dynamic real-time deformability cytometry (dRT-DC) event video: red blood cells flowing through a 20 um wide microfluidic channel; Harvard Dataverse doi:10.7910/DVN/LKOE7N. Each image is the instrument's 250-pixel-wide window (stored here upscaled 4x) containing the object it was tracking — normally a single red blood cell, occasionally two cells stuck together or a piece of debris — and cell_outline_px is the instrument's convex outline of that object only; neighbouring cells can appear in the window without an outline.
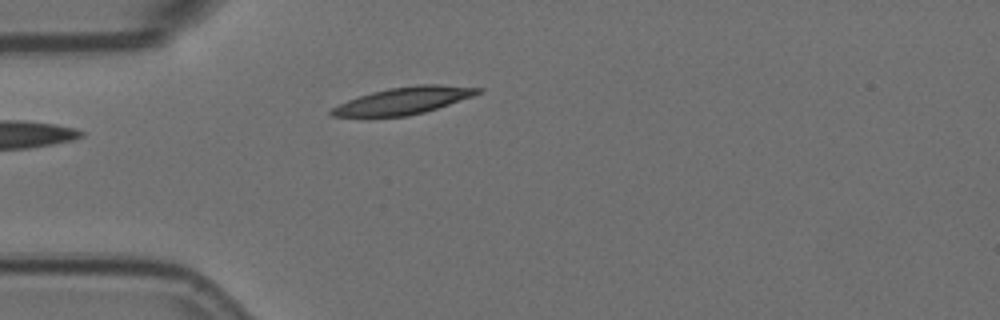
{"species": "Egyptian fruit bat (a non-hibernating species)", "species_latin": "Rousettus aegyptiacus", "temperature_condition": "room temperature", "stored_images_in_passage": 4, "camera_frame_rate_fps": 3000, "um_per_image_px": 0.085, "animal": {"sex": "female"}, "frame": {"image": 1, "passage_image": 4, "time_ms": 1.0, "image_size_px": [1000, 320], "cell_outline_px": [[484, 88], [480, 92], [472, 96], [424, 112], [408, 116], [332, 116], [328, 112], [332, 108], [348, 100], [372, 92], [388, 88], [416, 84], [440, 84]], "centroid_in_image_um": [34.32, 8.54], "position_along_channel_um": 50.7, "area_um2": 22.72}}